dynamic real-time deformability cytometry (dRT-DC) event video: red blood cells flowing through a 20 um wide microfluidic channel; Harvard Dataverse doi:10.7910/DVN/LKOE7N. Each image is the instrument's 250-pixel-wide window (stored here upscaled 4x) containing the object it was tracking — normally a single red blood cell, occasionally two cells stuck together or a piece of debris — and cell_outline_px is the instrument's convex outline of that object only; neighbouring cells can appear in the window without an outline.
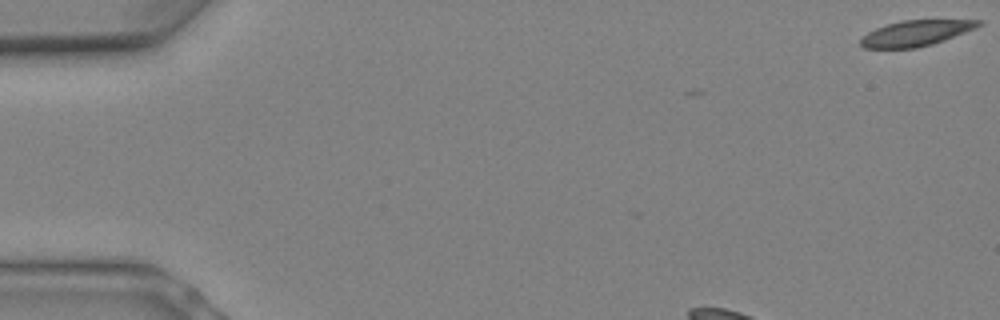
{"species": "Egyptian fruit bat (a non-hibernating species)", "species_latin": "Rousettus aegyptiacus", "temperature_condition": "warm", "stored_images_in_passage": 4, "camera_frame_rate_fps": 3000, "um_per_image_px": 0.085, "animal": {"sex": "female"}, "frame": {"image": 1, "passage_image": 1, "time_ms": 0.0, "image_size_px": [1000, 320], "cell_outline_px": [[984, 24], [976, 28], [944, 40], [932, 44], [916, 48], [864, 48], [860, 44], [860, 40], [868, 32], [876, 28], [888, 24], [904, 20], [984, 20]], "centroid_in_image_um": [77.89, 2.82], "position_along_channel_um": 7.1, "area_um2": 17.51}}